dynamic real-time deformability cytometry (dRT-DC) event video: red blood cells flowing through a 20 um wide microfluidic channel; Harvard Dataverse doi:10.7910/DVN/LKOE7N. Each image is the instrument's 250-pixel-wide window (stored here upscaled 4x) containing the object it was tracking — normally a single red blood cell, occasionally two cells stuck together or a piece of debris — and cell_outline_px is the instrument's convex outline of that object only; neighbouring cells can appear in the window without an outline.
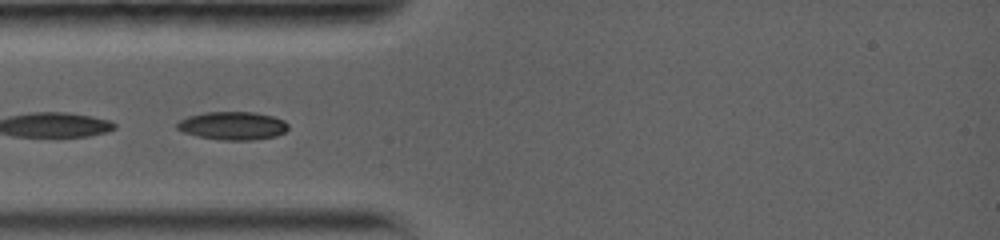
{"species": "common noctule bat (a hibernating species)", "species_latin": "Nyctalus noctula", "temperature_condition": "warm", "stored_images_in_passage": 3, "camera_frame_rate_fps": 5000, "um_per_image_px": 0.085, "animal": {"sex": "female", "body_mass_g": 19.0, "forearm_length_mm": 56.7}, "frame": {"image": 1, "passage_image": 1, "time_ms": 0.0, "image_size_px": [1000, 240], "cell_outline_px": [[288, 128], [284, 132], [276, 136], [252, 140], [220, 140], [196, 136], [184, 132], [176, 128], [176, 124], [180, 120], [188, 116], [204, 112], [252, 112], [272, 116], [284, 120], [288, 124]], "centroid_in_image_um": [19.76, 10.69], "position_along_channel_um": 65.2, "area_um2": 18.26}}